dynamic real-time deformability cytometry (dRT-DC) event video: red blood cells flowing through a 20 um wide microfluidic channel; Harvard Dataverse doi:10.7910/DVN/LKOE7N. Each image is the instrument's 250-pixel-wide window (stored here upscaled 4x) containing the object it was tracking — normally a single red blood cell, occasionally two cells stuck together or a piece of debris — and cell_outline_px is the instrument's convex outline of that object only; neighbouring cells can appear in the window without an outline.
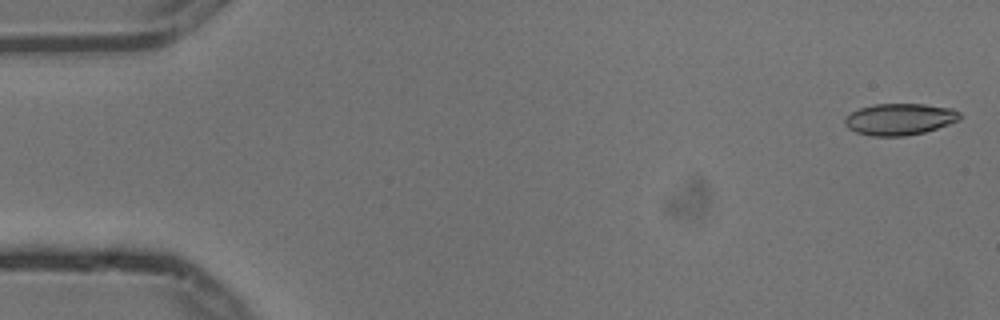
{"species": "common noctule bat (a hibernating species)", "species_latin": "Nyctalus noctula", "temperature_condition": "cold", "stored_images_in_passage": 5, "camera_frame_rate_fps": 3000, "um_per_image_px": 0.085, "animal": {"sex": "male", "body_mass_g": 13.3}, "frame": {"image": 1, "passage_image": 1, "time_ms": 0.0, "image_size_px": [1000, 320], "cell_outline_px": [[960, 120], [924, 132], [904, 136], [872, 136], [856, 132], [848, 128], [844, 124], [844, 120], [852, 112], [860, 108], [876, 104], [924, 104], [952, 108], [960, 112]], "centroid_in_image_um": [76.48, 10.13], "position_along_channel_um": 8.5, "area_um2": 21.04}}
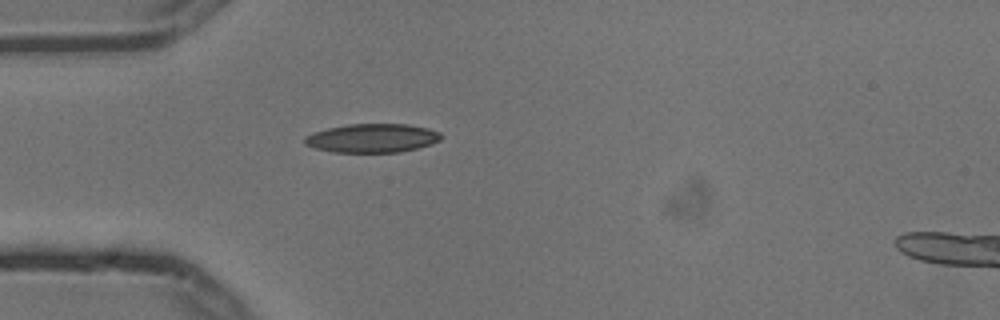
{"frame": {"image": 2, "passage_image": 5, "time_ms": 1.333, "image_size_px": [1000, 320], "cell_outline_px": [[444, 136], [440, 140], [432, 144], [400, 152], [332, 152], [316, 148], [304, 144], [304, 136], [312, 132], [328, 128], [348, 124], [408, 124], [428, 128], [440, 132]], "centroid_in_image_um": [31.65, 11.73], "position_along_channel_um": 53.4, "area_um2": 23.0}}